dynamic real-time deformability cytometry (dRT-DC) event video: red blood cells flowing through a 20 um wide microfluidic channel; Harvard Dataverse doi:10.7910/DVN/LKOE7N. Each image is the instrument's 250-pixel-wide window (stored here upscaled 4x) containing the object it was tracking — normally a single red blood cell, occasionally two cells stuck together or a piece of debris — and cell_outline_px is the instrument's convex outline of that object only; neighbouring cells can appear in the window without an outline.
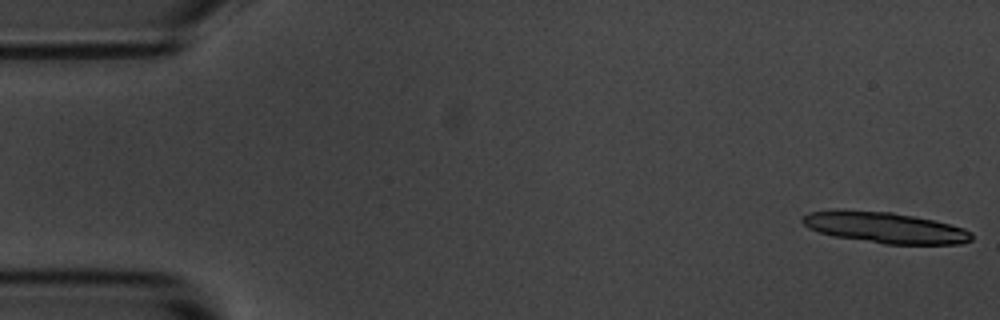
{"species": "common noctule bat (a hibernating species)", "species_latin": "Nyctalus noctula", "temperature_condition": "room temperature", "stored_images_in_passage": 5, "camera_frame_rate_fps": 3000, "um_per_image_px": 0.085, "animal": {"sex": "male", "body_mass_g": 20.1, "forearm_length_mm": 53.5}, "frame": {"image": 1, "passage_image": 1, "time_ms": 0.0, "image_size_px": [1000, 320], "cell_outline_px": [[972, 240], [960, 244], [884, 244], [832, 236], [808, 228], [800, 220], [800, 216], [808, 212], [840, 208], [844, 208], [892, 212], [932, 220], [964, 228], [972, 232]], "centroid_in_image_um": [75.14, 19.32], "position_along_channel_um": 9.9, "area_um2": 31.04}}